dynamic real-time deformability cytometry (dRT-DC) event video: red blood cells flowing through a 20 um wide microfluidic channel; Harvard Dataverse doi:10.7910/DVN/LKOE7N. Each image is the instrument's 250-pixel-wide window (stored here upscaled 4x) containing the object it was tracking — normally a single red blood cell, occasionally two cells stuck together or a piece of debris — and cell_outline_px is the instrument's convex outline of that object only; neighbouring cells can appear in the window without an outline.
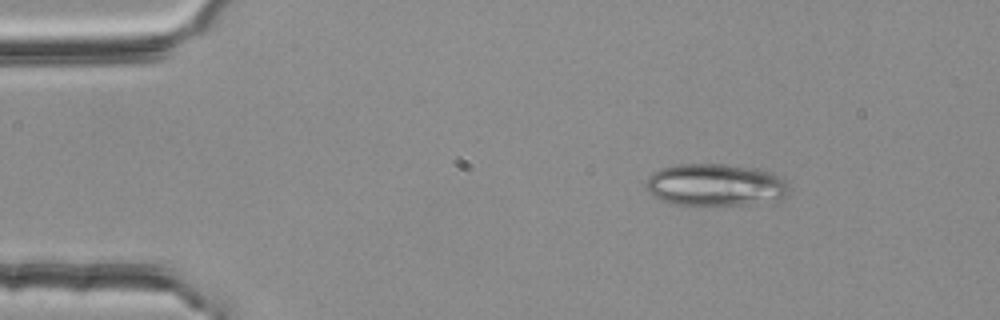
{"species": "common noctule bat (a hibernating species)", "species_latin": "Nyctalus noctula", "temperature_condition": "room temperature", "stored_images_in_passage": 47, "camera_frame_rate_fps": 3000, "um_per_image_px": 0.085, "animal": {"sex": "female", "body_mass_g": 25.1}, "frame": {"image": 1, "passage_image": 1, "time_ms": 0.0, "image_size_px": [1000, 320], "cell_outline_px": [[788, 192], [784, 196], [740, 204], [672, 204], [660, 200], [652, 196], [648, 192], [648, 176], [652, 172], [660, 168], [680, 164], [724, 164], [752, 168], [768, 172], [780, 176], [788, 184]], "centroid_in_image_um": [60.71, 15.69], "position_along_channel_um": 24.3, "area_um2": 34.28}}
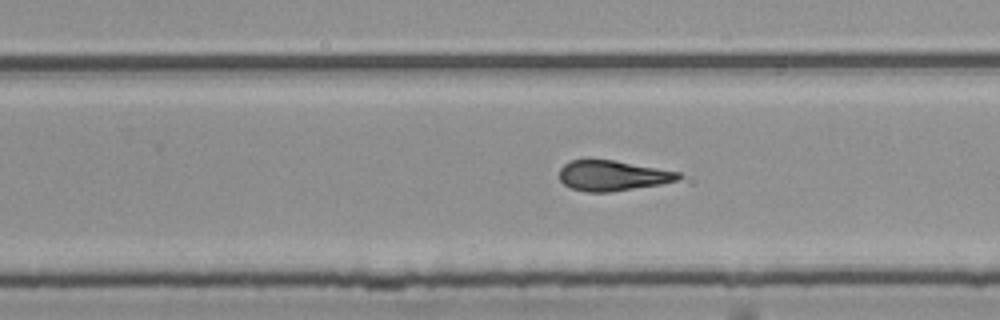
{"frame": {"image": 2, "passage_image": 27, "time_ms": 8.667, "image_size_px": [1000, 320], "cell_outline_px": [[684, 176], [676, 180], [660, 184], [608, 192], [588, 192], [572, 188], [564, 184], [560, 180], [560, 168], [564, 164], [572, 160], [612, 160], [680, 172]], "centroid_in_image_um": [52.06, 14.93], "position_along_channel_um": 277.7, "area_um2": 20.69}}
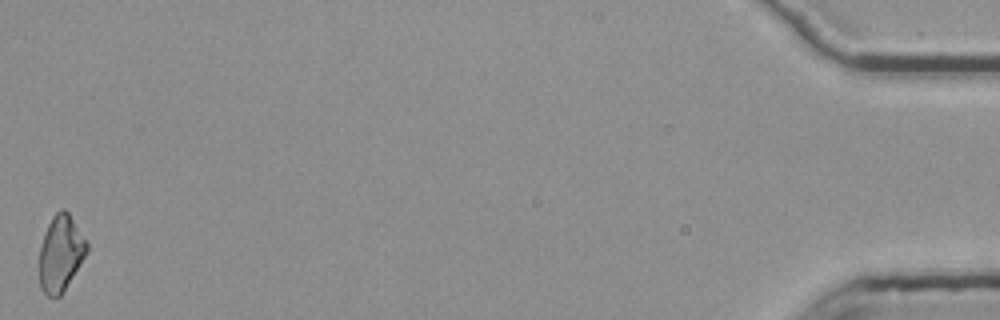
{"frame": {"image": 3, "passage_image": 47, "time_ms": 15.333, "image_size_px": [1000, 320], "cell_outline_px": [[88, 252], [60, 296], [48, 296], [40, 288], [40, 248], [44, 232], [52, 216], [60, 208], [64, 208], [68, 212], [88, 244]], "centroid_in_image_um": [5.15, 21.51], "position_along_channel_um": 430.0, "area_um2": 20.81}, "authors_computed_cell_mechanics": {"area_um2": 21.7906, "velocity_mm_per_s": 3.7808, "shape_relaxation_time_tau1_ms": 11.2362, "shape_relaxation_time_tau2_ms": 2.3675, "deformation_change_tau1": 0.2478, "deformation_change_tau2": 0.1216}}